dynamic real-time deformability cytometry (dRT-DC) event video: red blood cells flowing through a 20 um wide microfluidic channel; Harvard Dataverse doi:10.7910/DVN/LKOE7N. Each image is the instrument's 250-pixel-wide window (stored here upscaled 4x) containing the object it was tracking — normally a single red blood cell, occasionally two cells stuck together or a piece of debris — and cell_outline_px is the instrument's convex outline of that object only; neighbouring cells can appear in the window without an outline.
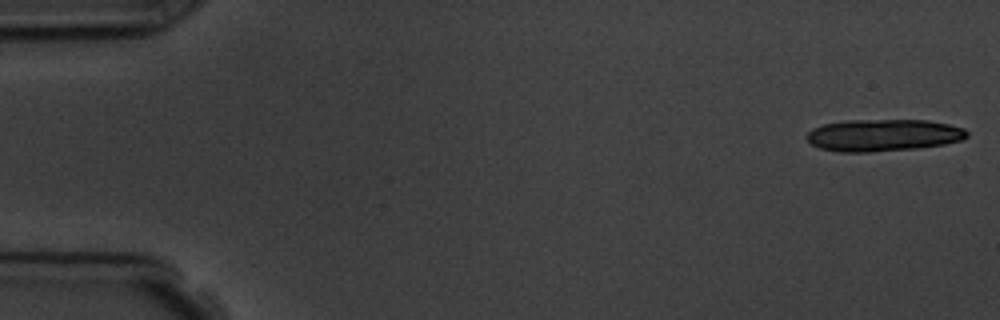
{"species": "common noctule bat (a hibernating species)", "species_latin": "Nyctalus noctula", "temperature_condition": "room temperature", "stored_images_in_passage": 9, "segment_of_instrument_passage": [1, 2], "camera_frame_rate_fps": 3000, "um_per_image_px": 0.085, "animal": {"sex": "male", "body_mass_g": 19.5, "forearm_length_mm": 54.6}, "frame": {"image": 1, "passage_image": 1, "time_ms": 0.0, "image_size_px": [1000, 320], "cell_outline_px": [[968, 136], [960, 140], [944, 144], [916, 148], [868, 152], [840, 152], [820, 148], [812, 144], [804, 136], [812, 128], [824, 124], [848, 120], [928, 120], [948, 124], [964, 128], [968, 132]], "centroid_in_image_um": [75.06, 11.49], "position_along_channel_um": 9.9, "area_um2": 29.88}}